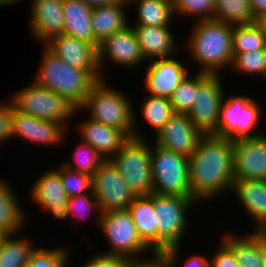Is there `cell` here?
<instances>
[{"label":"cell","instance_id":"obj_20","mask_svg":"<svg viewBox=\"0 0 266 267\" xmlns=\"http://www.w3.org/2000/svg\"><path fill=\"white\" fill-rule=\"evenodd\" d=\"M79 109L76 110L74 118L78 119L74 125L79 140L91 145L107 160L115 155L122 146L130 139L123 131L107 126L101 122L92 120L87 116L78 117ZM80 120V121H79ZM79 121V122H78Z\"/></svg>","mask_w":266,"mask_h":267},{"label":"cell","instance_id":"obj_10","mask_svg":"<svg viewBox=\"0 0 266 267\" xmlns=\"http://www.w3.org/2000/svg\"><path fill=\"white\" fill-rule=\"evenodd\" d=\"M151 164L153 193L191 197L189 157L151 142Z\"/></svg>","mask_w":266,"mask_h":267},{"label":"cell","instance_id":"obj_1","mask_svg":"<svg viewBox=\"0 0 266 267\" xmlns=\"http://www.w3.org/2000/svg\"><path fill=\"white\" fill-rule=\"evenodd\" d=\"M233 160L234 141L213 134L199 140L189 156L191 197L199 206L231 193L235 181Z\"/></svg>","mask_w":266,"mask_h":267},{"label":"cell","instance_id":"obj_38","mask_svg":"<svg viewBox=\"0 0 266 267\" xmlns=\"http://www.w3.org/2000/svg\"><path fill=\"white\" fill-rule=\"evenodd\" d=\"M198 87L199 72L189 73L169 98L175 113H188L190 111L195 103Z\"/></svg>","mask_w":266,"mask_h":267},{"label":"cell","instance_id":"obj_16","mask_svg":"<svg viewBox=\"0 0 266 267\" xmlns=\"http://www.w3.org/2000/svg\"><path fill=\"white\" fill-rule=\"evenodd\" d=\"M32 186L28 197L29 201L41 208L42 211L50 213L51 216L60 221L67 219L68 195L66 194L61 182L60 173L50 166L47 170L38 174Z\"/></svg>","mask_w":266,"mask_h":267},{"label":"cell","instance_id":"obj_6","mask_svg":"<svg viewBox=\"0 0 266 267\" xmlns=\"http://www.w3.org/2000/svg\"><path fill=\"white\" fill-rule=\"evenodd\" d=\"M13 108L41 120L55 122L71 131L77 108L66 98L31 81L8 98ZM70 128V129H69Z\"/></svg>","mask_w":266,"mask_h":267},{"label":"cell","instance_id":"obj_29","mask_svg":"<svg viewBox=\"0 0 266 267\" xmlns=\"http://www.w3.org/2000/svg\"><path fill=\"white\" fill-rule=\"evenodd\" d=\"M128 3L129 7L136 6V20L130 25L174 28L173 0H128Z\"/></svg>","mask_w":266,"mask_h":267},{"label":"cell","instance_id":"obj_31","mask_svg":"<svg viewBox=\"0 0 266 267\" xmlns=\"http://www.w3.org/2000/svg\"><path fill=\"white\" fill-rule=\"evenodd\" d=\"M143 99V100H142ZM138 106L140 118L156 134L175 114L169 98L145 94Z\"/></svg>","mask_w":266,"mask_h":267},{"label":"cell","instance_id":"obj_24","mask_svg":"<svg viewBox=\"0 0 266 267\" xmlns=\"http://www.w3.org/2000/svg\"><path fill=\"white\" fill-rule=\"evenodd\" d=\"M227 231L220 240L233 252L240 267H264L262 231L242 232L243 235Z\"/></svg>","mask_w":266,"mask_h":267},{"label":"cell","instance_id":"obj_14","mask_svg":"<svg viewBox=\"0 0 266 267\" xmlns=\"http://www.w3.org/2000/svg\"><path fill=\"white\" fill-rule=\"evenodd\" d=\"M184 63V64H183ZM143 85L146 94L170 98L179 84L189 75L192 68L175 55L169 58L154 59L148 62Z\"/></svg>","mask_w":266,"mask_h":267},{"label":"cell","instance_id":"obj_41","mask_svg":"<svg viewBox=\"0 0 266 267\" xmlns=\"http://www.w3.org/2000/svg\"><path fill=\"white\" fill-rule=\"evenodd\" d=\"M181 245L173 246L170 248H167L161 255V260L163 263V267H177L178 264L180 267H212V262L209 258V255H205L206 253L202 255V253L195 254H189L187 258H185L184 262L181 261L180 252L182 251ZM180 259V260H179ZM181 261V262H180Z\"/></svg>","mask_w":266,"mask_h":267},{"label":"cell","instance_id":"obj_45","mask_svg":"<svg viewBox=\"0 0 266 267\" xmlns=\"http://www.w3.org/2000/svg\"><path fill=\"white\" fill-rule=\"evenodd\" d=\"M125 267H163L160 255L145 261H130Z\"/></svg>","mask_w":266,"mask_h":267},{"label":"cell","instance_id":"obj_7","mask_svg":"<svg viewBox=\"0 0 266 267\" xmlns=\"http://www.w3.org/2000/svg\"><path fill=\"white\" fill-rule=\"evenodd\" d=\"M153 204L158 226V255H161L167 248L184 242L183 237L192 230V209L195 210L198 203L192 197L153 193Z\"/></svg>","mask_w":266,"mask_h":267},{"label":"cell","instance_id":"obj_28","mask_svg":"<svg viewBox=\"0 0 266 267\" xmlns=\"http://www.w3.org/2000/svg\"><path fill=\"white\" fill-rule=\"evenodd\" d=\"M92 11L93 8L82 0H63V34L94 44Z\"/></svg>","mask_w":266,"mask_h":267},{"label":"cell","instance_id":"obj_49","mask_svg":"<svg viewBox=\"0 0 266 267\" xmlns=\"http://www.w3.org/2000/svg\"><path fill=\"white\" fill-rule=\"evenodd\" d=\"M22 1H27V0H0V7H4V8H6L7 6H14V5H16L17 3L19 4L20 2H22ZM29 1H31V0H29Z\"/></svg>","mask_w":266,"mask_h":267},{"label":"cell","instance_id":"obj_51","mask_svg":"<svg viewBox=\"0 0 266 267\" xmlns=\"http://www.w3.org/2000/svg\"><path fill=\"white\" fill-rule=\"evenodd\" d=\"M6 236L7 234L4 231L0 230V244L3 242Z\"/></svg>","mask_w":266,"mask_h":267},{"label":"cell","instance_id":"obj_2","mask_svg":"<svg viewBox=\"0 0 266 267\" xmlns=\"http://www.w3.org/2000/svg\"><path fill=\"white\" fill-rule=\"evenodd\" d=\"M194 23L184 41L185 45L181 47L183 49L186 46L189 57L197 62L198 70L195 72L222 75L226 72L225 69L230 71L234 58L233 25L214 19L198 20Z\"/></svg>","mask_w":266,"mask_h":267},{"label":"cell","instance_id":"obj_12","mask_svg":"<svg viewBox=\"0 0 266 267\" xmlns=\"http://www.w3.org/2000/svg\"><path fill=\"white\" fill-rule=\"evenodd\" d=\"M97 49L99 71L102 79H107L104 72L106 70L105 66L107 65V62L109 65L114 64L113 67L115 65L116 67L121 66L126 70L131 69L133 72L135 70L137 71V69L140 68L139 66L142 67L147 63L131 25L104 39L98 45Z\"/></svg>","mask_w":266,"mask_h":267},{"label":"cell","instance_id":"obj_39","mask_svg":"<svg viewBox=\"0 0 266 267\" xmlns=\"http://www.w3.org/2000/svg\"><path fill=\"white\" fill-rule=\"evenodd\" d=\"M214 7L215 0H173L174 15L178 19H213Z\"/></svg>","mask_w":266,"mask_h":267},{"label":"cell","instance_id":"obj_30","mask_svg":"<svg viewBox=\"0 0 266 267\" xmlns=\"http://www.w3.org/2000/svg\"><path fill=\"white\" fill-rule=\"evenodd\" d=\"M21 234L7 235L0 244V267H25L29 262L38 244L33 238Z\"/></svg>","mask_w":266,"mask_h":267},{"label":"cell","instance_id":"obj_32","mask_svg":"<svg viewBox=\"0 0 266 267\" xmlns=\"http://www.w3.org/2000/svg\"><path fill=\"white\" fill-rule=\"evenodd\" d=\"M213 19L233 26L256 21L249 0H215Z\"/></svg>","mask_w":266,"mask_h":267},{"label":"cell","instance_id":"obj_46","mask_svg":"<svg viewBox=\"0 0 266 267\" xmlns=\"http://www.w3.org/2000/svg\"><path fill=\"white\" fill-rule=\"evenodd\" d=\"M254 17L266 12V0H249Z\"/></svg>","mask_w":266,"mask_h":267},{"label":"cell","instance_id":"obj_43","mask_svg":"<svg viewBox=\"0 0 266 267\" xmlns=\"http://www.w3.org/2000/svg\"><path fill=\"white\" fill-rule=\"evenodd\" d=\"M12 140V104L7 98L0 100V144L1 147ZM4 143V144H3Z\"/></svg>","mask_w":266,"mask_h":267},{"label":"cell","instance_id":"obj_22","mask_svg":"<svg viewBox=\"0 0 266 267\" xmlns=\"http://www.w3.org/2000/svg\"><path fill=\"white\" fill-rule=\"evenodd\" d=\"M231 195L250 216L251 231H263L266 228V180H235Z\"/></svg>","mask_w":266,"mask_h":267},{"label":"cell","instance_id":"obj_17","mask_svg":"<svg viewBox=\"0 0 266 267\" xmlns=\"http://www.w3.org/2000/svg\"><path fill=\"white\" fill-rule=\"evenodd\" d=\"M204 134L194 126L187 113H175L152 136V141L164 149L189 157Z\"/></svg>","mask_w":266,"mask_h":267},{"label":"cell","instance_id":"obj_21","mask_svg":"<svg viewBox=\"0 0 266 267\" xmlns=\"http://www.w3.org/2000/svg\"><path fill=\"white\" fill-rule=\"evenodd\" d=\"M45 46L74 68L99 70L98 49L90 42L61 34L53 37Z\"/></svg>","mask_w":266,"mask_h":267},{"label":"cell","instance_id":"obj_34","mask_svg":"<svg viewBox=\"0 0 266 267\" xmlns=\"http://www.w3.org/2000/svg\"><path fill=\"white\" fill-rule=\"evenodd\" d=\"M266 49V34L255 24L233 26V54Z\"/></svg>","mask_w":266,"mask_h":267},{"label":"cell","instance_id":"obj_4","mask_svg":"<svg viewBox=\"0 0 266 267\" xmlns=\"http://www.w3.org/2000/svg\"><path fill=\"white\" fill-rule=\"evenodd\" d=\"M41 59L32 80L39 86L66 98L79 109L91 88L102 80L99 70L74 68L42 45Z\"/></svg>","mask_w":266,"mask_h":267},{"label":"cell","instance_id":"obj_13","mask_svg":"<svg viewBox=\"0 0 266 267\" xmlns=\"http://www.w3.org/2000/svg\"><path fill=\"white\" fill-rule=\"evenodd\" d=\"M93 192L101 213L127 209L136 197L113 163L108 159L92 176Z\"/></svg>","mask_w":266,"mask_h":267},{"label":"cell","instance_id":"obj_42","mask_svg":"<svg viewBox=\"0 0 266 267\" xmlns=\"http://www.w3.org/2000/svg\"><path fill=\"white\" fill-rule=\"evenodd\" d=\"M92 256V257H91ZM89 256L84 264L79 267H125L130 261L122 256L107 254L104 252H96ZM72 266L69 263V267ZM78 267V266H77Z\"/></svg>","mask_w":266,"mask_h":267},{"label":"cell","instance_id":"obj_44","mask_svg":"<svg viewBox=\"0 0 266 267\" xmlns=\"http://www.w3.org/2000/svg\"><path fill=\"white\" fill-rule=\"evenodd\" d=\"M214 247L213 254H210L212 267H240L233 252L221 241Z\"/></svg>","mask_w":266,"mask_h":267},{"label":"cell","instance_id":"obj_23","mask_svg":"<svg viewBox=\"0 0 266 267\" xmlns=\"http://www.w3.org/2000/svg\"><path fill=\"white\" fill-rule=\"evenodd\" d=\"M146 61L179 56L180 45L176 43L171 27L131 25ZM178 52V53H177Z\"/></svg>","mask_w":266,"mask_h":267},{"label":"cell","instance_id":"obj_33","mask_svg":"<svg viewBox=\"0 0 266 267\" xmlns=\"http://www.w3.org/2000/svg\"><path fill=\"white\" fill-rule=\"evenodd\" d=\"M78 145L75 146V151L72 153L71 161H61V163L72 170L80 173H85L93 176L95 171L106 161V158L101 155L91 145L77 140Z\"/></svg>","mask_w":266,"mask_h":267},{"label":"cell","instance_id":"obj_25","mask_svg":"<svg viewBox=\"0 0 266 267\" xmlns=\"http://www.w3.org/2000/svg\"><path fill=\"white\" fill-rule=\"evenodd\" d=\"M130 6L128 0L122 3L99 6L93 8L91 24L94 33V45H98L112 34L122 31L130 25L127 8Z\"/></svg>","mask_w":266,"mask_h":267},{"label":"cell","instance_id":"obj_19","mask_svg":"<svg viewBox=\"0 0 266 267\" xmlns=\"http://www.w3.org/2000/svg\"><path fill=\"white\" fill-rule=\"evenodd\" d=\"M29 4V32L36 43L42 46L63 34V0H31Z\"/></svg>","mask_w":266,"mask_h":267},{"label":"cell","instance_id":"obj_5","mask_svg":"<svg viewBox=\"0 0 266 267\" xmlns=\"http://www.w3.org/2000/svg\"><path fill=\"white\" fill-rule=\"evenodd\" d=\"M259 102L250 94L243 95L239 92L225 94L220 107L218 132L215 135L236 141L266 134L263 131L260 133L261 130H259L262 126L260 119L264 114L263 106Z\"/></svg>","mask_w":266,"mask_h":267},{"label":"cell","instance_id":"obj_9","mask_svg":"<svg viewBox=\"0 0 266 267\" xmlns=\"http://www.w3.org/2000/svg\"><path fill=\"white\" fill-rule=\"evenodd\" d=\"M130 138L109 160L124 177L135 196L153 193L151 141Z\"/></svg>","mask_w":266,"mask_h":267},{"label":"cell","instance_id":"obj_50","mask_svg":"<svg viewBox=\"0 0 266 267\" xmlns=\"http://www.w3.org/2000/svg\"><path fill=\"white\" fill-rule=\"evenodd\" d=\"M263 264L266 267V235L263 233Z\"/></svg>","mask_w":266,"mask_h":267},{"label":"cell","instance_id":"obj_36","mask_svg":"<svg viewBox=\"0 0 266 267\" xmlns=\"http://www.w3.org/2000/svg\"><path fill=\"white\" fill-rule=\"evenodd\" d=\"M233 55L234 58L230 67L233 73L244 74L251 78L258 75L261 79L263 78L262 81H266V49Z\"/></svg>","mask_w":266,"mask_h":267},{"label":"cell","instance_id":"obj_48","mask_svg":"<svg viewBox=\"0 0 266 267\" xmlns=\"http://www.w3.org/2000/svg\"><path fill=\"white\" fill-rule=\"evenodd\" d=\"M255 24L266 34V12L256 17Z\"/></svg>","mask_w":266,"mask_h":267},{"label":"cell","instance_id":"obj_18","mask_svg":"<svg viewBox=\"0 0 266 267\" xmlns=\"http://www.w3.org/2000/svg\"><path fill=\"white\" fill-rule=\"evenodd\" d=\"M234 180H266V134L234 141Z\"/></svg>","mask_w":266,"mask_h":267},{"label":"cell","instance_id":"obj_26","mask_svg":"<svg viewBox=\"0 0 266 267\" xmlns=\"http://www.w3.org/2000/svg\"><path fill=\"white\" fill-rule=\"evenodd\" d=\"M7 179L0 178V230L7 235L22 233L27 227L28 214L19 197L17 190ZM14 190V191H13Z\"/></svg>","mask_w":266,"mask_h":267},{"label":"cell","instance_id":"obj_8","mask_svg":"<svg viewBox=\"0 0 266 267\" xmlns=\"http://www.w3.org/2000/svg\"><path fill=\"white\" fill-rule=\"evenodd\" d=\"M98 229L102 230L106 245L109 244V249L101 252L122 256L129 261H145L157 256L139 237L128 209L101 213Z\"/></svg>","mask_w":266,"mask_h":267},{"label":"cell","instance_id":"obj_35","mask_svg":"<svg viewBox=\"0 0 266 267\" xmlns=\"http://www.w3.org/2000/svg\"><path fill=\"white\" fill-rule=\"evenodd\" d=\"M100 217L101 211L93 191L68 198L67 219L71 220L70 218H72V220L74 219L73 221H76L75 223H78V221L85 222V219L90 220L89 218H92V221L97 225L96 227L99 228Z\"/></svg>","mask_w":266,"mask_h":267},{"label":"cell","instance_id":"obj_15","mask_svg":"<svg viewBox=\"0 0 266 267\" xmlns=\"http://www.w3.org/2000/svg\"><path fill=\"white\" fill-rule=\"evenodd\" d=\"M71 134L62 125L23 114L12 106V139H23L37 146H58L66 143ZM69 134V135H68ZM20 137V138H19Z\"/></svg>","mask_w":266,"mask_h":267},{"label":"cell","instance_id":"obj_40","mask_svg":"<svg viewBox=\"0 0 266 267\" xmlns=\"http://www.w3.org/2000/svg\"><path fill=\"white\" fill-rule=\"evenodd\" d=\"M57 166L54 168L61 175V182L68 197L88 194L93 191L91 175L69 169L62 163L57 164Z\"/></svg>","mask_w":266,"mask_h":267},{"label":"cell","instance_id":"obj_52","mask_svg":"<svg viewBox=\"0 0 266 267\" xmlns=\"http://www.w3.org/2000/svg\"><path fill=\"white\" fill-rule=\"evenodd\" d=\"M262 232L266 235V228Z\"/></svg>","mask_w":266,"mask_h":267},{"label":"cell","instance_id":"obj_27","mask_svg":"<svg viewBox=\"0 0 266 267\" xmlns=\"http://www.w3.org/2000/svg\"><path fill=\"white\" fill-rule=\"evenodd\" d=\"M139 237L158 255V226L153 204V193L149 196H136L128 206Z\"/></svg>","mask_w":266,"mask_h":267},{"label":"cell","instance_id":"obj_3","mask_svg":"<svg viewBox=\"0 0 266 267\" xmlns=\"http://www.w3.org/2000/svg\"><path fill=\"white\" fill-rule=\"evenodd\" d=\"M109 79L99 80L90 90L79 113L94 121L123 131L129 138L148 139L137 120V109L125 91L110 86ZM109 84V85H108ZM133 105V106H132ZM139 126V127H138ZM146 136V137H145Z\"/></svg>","mask_w":266,"mask_h":267},{"label":"cell","instance_id":"obj_11","mask_svg":"<svg viewBox=\"0 0 266 267\" xmlns=\"http://www.w3.org/2000/svg\"><path fill=\"white\" fill-rule=\"evenodd\" d=\"M221 78V74L199 72L195 103L187 114L194 126L204 135H215L218 132L220 107L227 91L224 90V78Z\"/></svg>","mask_w":266,"mask_h":267},{"label":"cell","instance_id":"obj_37","mask_svg":"<svg viewBox=\"0 0 266 267\" xmlns=\"http://www.w3.org/2000/svg\"><path fill=\"white\" fill-rule=\"evenodd\" d=\"M72 252L64 245L38 246L25 267H69Z\"/></svg>","mask_w":266,"mask_h":267},{"label":"cell","instance_id":"obj_47","mask_svg":"<svg viewBox=\"0 0 266 267\" xmlns=\"http://www.w3.org/2000/svg\"><path fill=\"white\" fill-rule=\"evenodd\" d=\"M84 3L88 4L90 7L95 8L99 6H107L122 3L124 0H82Z\"/></svg>","mask_w":266,"mask_h":267}]
</instances>
